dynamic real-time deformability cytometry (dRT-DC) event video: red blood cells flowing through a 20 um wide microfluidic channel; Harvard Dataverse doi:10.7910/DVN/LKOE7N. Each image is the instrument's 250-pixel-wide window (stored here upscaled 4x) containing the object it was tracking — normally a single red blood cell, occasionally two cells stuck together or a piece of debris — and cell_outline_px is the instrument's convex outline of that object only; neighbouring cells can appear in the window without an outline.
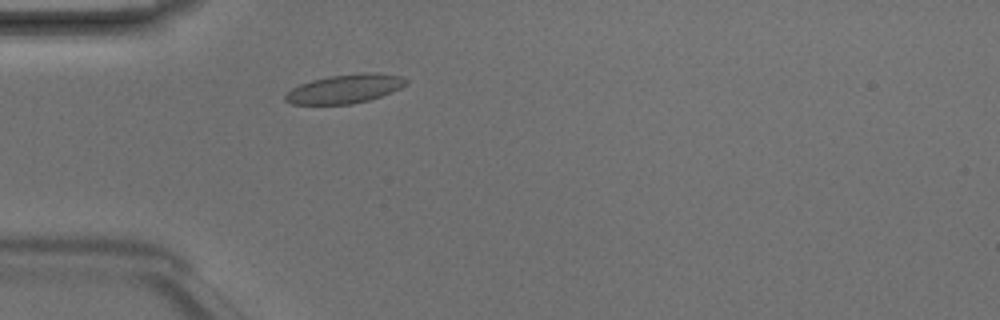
{"species": "Egyptian fruit bat (a non-hibernating species)", "species_latin": "Rousettus aegyptiacus", "temperature_condition": "room temperature", "stored_images_in_passage": 2, "camera_frame_rate_fps": 3000, "um_per_image_px": 0.085, "animal": {"sex": "male"}, "frame": {"image": 1, "passage_image": 2, "time_ms": 0.333, "image_size_px": [1000, 320], "cell_outline_px": [[408, 84], [392, 92], [368, 100], [352, 104], [292, 104], [284, 100], [284, 96], [292, 88], [300, 84], [312, 80], [328, 76], [368, 72], [400, 76], [408, 80]], "centroid_in_image_um": [29.31, 7.55], "position_along_channel_um": 55.7, "area_um2": 20.17}}